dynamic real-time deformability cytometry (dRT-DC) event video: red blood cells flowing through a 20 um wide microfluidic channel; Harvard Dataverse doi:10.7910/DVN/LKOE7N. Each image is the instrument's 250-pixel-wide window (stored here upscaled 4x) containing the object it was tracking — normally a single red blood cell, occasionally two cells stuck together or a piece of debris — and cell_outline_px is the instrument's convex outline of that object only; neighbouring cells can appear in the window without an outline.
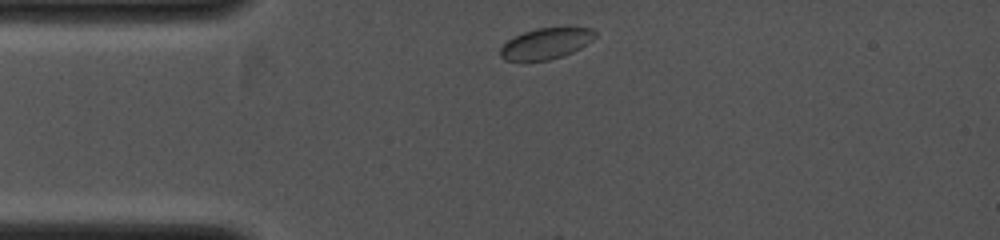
{"species": "common noctule bat (a hibernating species)", "species_latin": "Nyctalus noctula", "temperature_condition": "cold", "stored_images_in_passage": 8, "camera_frame_rate_fps": 4000, "um_per_image_px": 0.085, "animal": {"sex": "female", "body_mass_g": 19.0, "forearm_length_mm": 53.3}, "frame": {"image": 1, "passage_image": 1, "time_ms": 0.0, "image_size_px": [1000, 240], "cell_outline_px": [[596, 36], [592, 40], [580, 48], [564, 56], [548, 60], [504, 60], [500, 56], [500, 48], [508, 40], [524, 32], [536, 28], [592, 28], [596, 32]], "centroid_in_image_um": [46.41, 3.7], "position_along_channel_um": 38.6, "area_um2": 16.88}}